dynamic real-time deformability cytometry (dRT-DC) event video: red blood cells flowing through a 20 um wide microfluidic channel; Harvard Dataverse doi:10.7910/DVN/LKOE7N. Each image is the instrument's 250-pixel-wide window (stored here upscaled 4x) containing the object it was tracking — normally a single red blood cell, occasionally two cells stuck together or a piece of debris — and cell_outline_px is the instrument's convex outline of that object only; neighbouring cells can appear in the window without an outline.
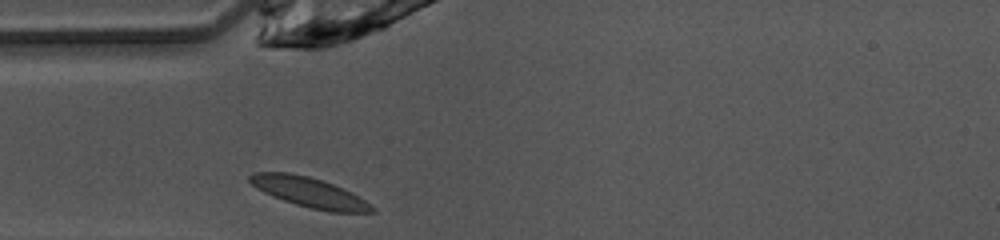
{"species": "common noctule bat (a hibernating species)", "species_latin": "Nyctalus noctula", "temperature_condition": "warm", "stored_images_in_passage": 25, "camera_frame_rate_fps": 3000, "um_per_image_px": 0.085, "animal": {"sex": "female", "body_mass_g": 10.0, "forearm_length_mm": 53.1}, "frame": {"image": 1, "passage_image": 1, "time_ms": 0.0, "image_size_px": [1000, 240], "cell_outline_px": [[376, 212], [328, 212], [296, 204], [272, 196], [256, 188], [248, 180], [248, 176], [252, 172], [288, 172], [308, 176], [332, 184], [352, 192], [376, 208]], "centroid_in_image_um": [26.28, 16.34], "position_along_channel_um": 58.7, "area_um2": 21.15}}
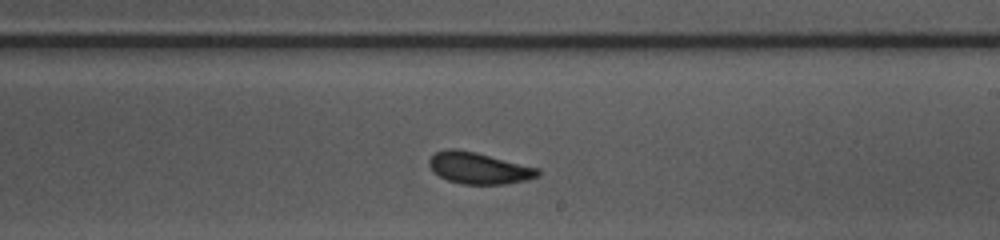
{"frame": {"image": 2, "passage_image": 15, "time_ms": 4.667, "image_size_px": [1000, 240], "cell_outline_px": [[540, 176], [528, 180], [508, 184], [460, 184], [448, 180], [440, 176], [428, 164], [428, 160], [436, 152], [448, 148], [456, 148], [476, 152], [540, 168]], "centroid_in_image_um": [40.75, 14.29], "position_along_channel_um": 248.2, "area_um2": 20.11}}
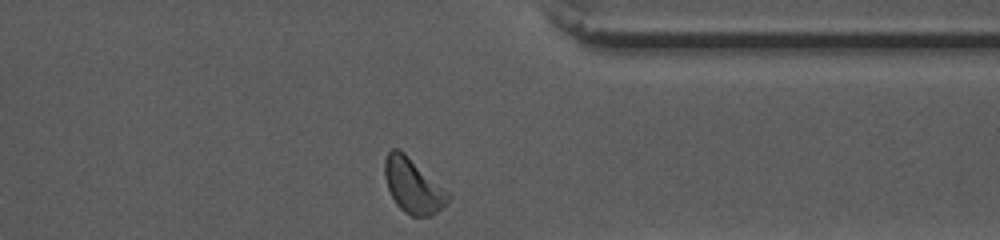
{"frame": {"image": 3, "passage_image": 25, "time_ms": 8.0, "image_size_px": [1000, 240], "cell_outline_px": [[452, 196], [432, 216], [412, 216], [404, 212], [396, 204], [388, 188], [384, 176], [384, 160], [388, 152], [392, 148], [400, 148], [448, 192]], "centroid_in_image_um": [35.07, 15.77], "position_along_channel_um": 376.3, "area_um2": 20.0}, "authors_computed_cell_mechanics": {"area_um2": 19.8832, "velocity_mm_per_s": 4.0626, "shape_relaxation_time_tau1_ms": 4.1253, "shape_relaxation_time_tau2_ms": null, "deformation_change_tau1": 0.12, "deformation_change_tau2": null}}